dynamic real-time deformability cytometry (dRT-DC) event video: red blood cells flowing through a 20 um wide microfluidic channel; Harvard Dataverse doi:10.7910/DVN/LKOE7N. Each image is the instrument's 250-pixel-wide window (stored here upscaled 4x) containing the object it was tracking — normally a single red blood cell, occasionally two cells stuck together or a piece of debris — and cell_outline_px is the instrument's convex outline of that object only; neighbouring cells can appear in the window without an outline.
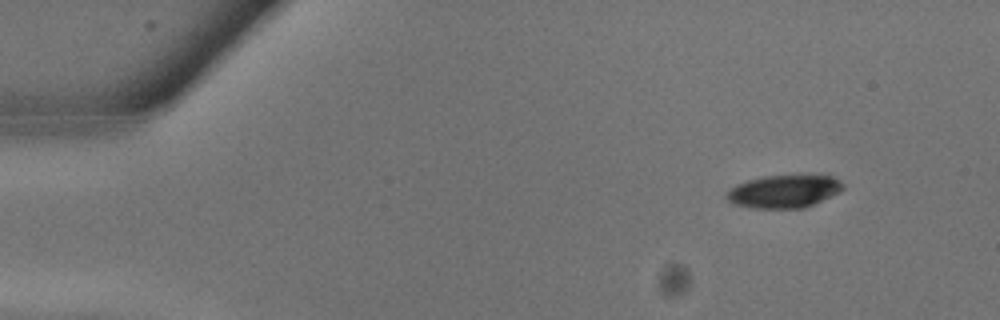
{"species": "common noctule bat (a hibernating species)", "species_latin": "Nyctalus noctula", "temperature_condition": "warm", "stored_images_in_passage": 6, "camera_frame_rate_fps": 3000, "um_per_image_px": 0.085, "animal": {"sex": "male", "body_mass_g": 13.3}, "frame": {"image": 1, "passage_image": 1, "time_ms": 0.0, "image_size_px": [1000, 320], "cell_outline_px": [[844, 188], [840, 192], [804, 208], [752, 208], [732, 204], [724, 196], [736, 184], [748, 180], [764, 176], [800, 172], [832, 176], [840, 180], [844, 184]], "centroid_in_image_um": [66.68, 16.22], "position_along_channel_um": 18.3, "area_um2": 23.12}}